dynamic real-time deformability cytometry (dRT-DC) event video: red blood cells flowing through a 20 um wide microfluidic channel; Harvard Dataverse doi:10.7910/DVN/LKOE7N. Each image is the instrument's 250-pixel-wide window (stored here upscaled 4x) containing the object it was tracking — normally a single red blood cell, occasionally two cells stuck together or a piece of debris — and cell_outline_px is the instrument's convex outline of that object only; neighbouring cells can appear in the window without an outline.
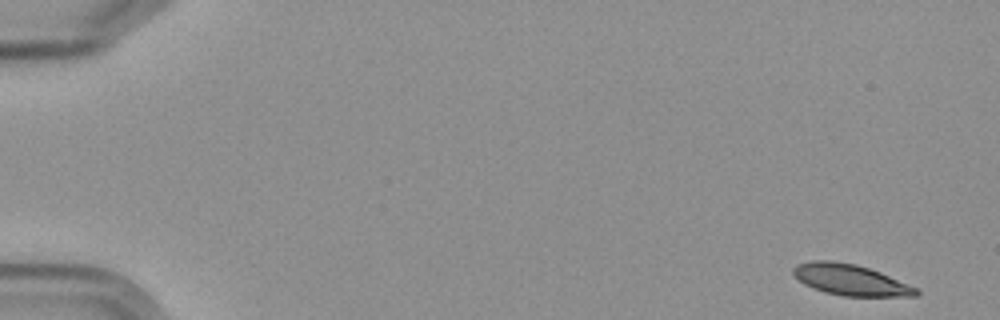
{"species": "Egyptian fruit bat (a non-hibernating species)", "species_latin": "Rousettus aegyptiacus", "temperature_condition": "cold", "stored_images_in_passage": 15, "camera_frame_rate_fps": 3000, "um_per_image_px": 0.085, "frame": {"image": 1, "passage_image": 1, "time_ms": 0.0, "image_size_px": [1000, 320], "cell_outline_px": [[920, 292], [916, 296], [844, 296], [824, 292], [812, 288], [804, 284], [792, 272], [792, 268], [796, 264], [812, 260], [832, 260], [856, 264], [880, 272], [920, 288]], "centroid_in_image_um": [72.31, 23.78], "position_along_channel_um": 12.7, "area_um2": 22.37}}
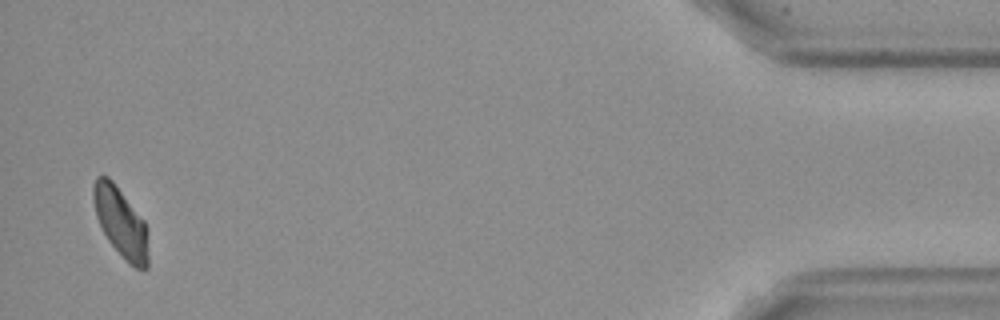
{"frame": {"image": 2, "passage_image": 15, "time_ms": 18.0, "image_size_px": [1000, 320], "cell_outline_px": [[148, 268], [132, 268], [124, 260], [108, 240], [96, 216], [92, 196], [92, 188], [96, 176], [108, 176], [112, 180], [144, 220], [148, 256]], "centroid_in_image_um": [10.24, 18.9], "position_along_channel_um": 425.0, "area_um2": 22.08}}